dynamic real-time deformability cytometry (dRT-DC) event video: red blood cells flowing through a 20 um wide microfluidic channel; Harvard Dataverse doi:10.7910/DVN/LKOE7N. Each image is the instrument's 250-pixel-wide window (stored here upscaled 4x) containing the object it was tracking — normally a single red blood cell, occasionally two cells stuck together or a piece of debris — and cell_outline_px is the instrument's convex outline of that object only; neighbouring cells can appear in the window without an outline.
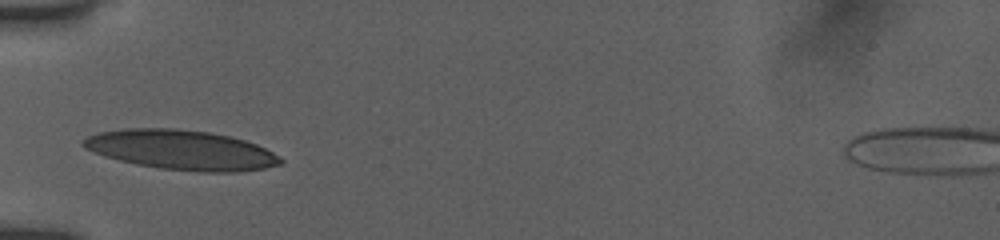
{"species": "human", "species_latin": "Homo sapiens", "temperature_condition": "room temperature", "stored_images_in_passage": 17, "camera_frame_rate_fps": 3000, "um_per_image_px": 0.085, "donor": {"sex": "female"}, "frame": {"image": 1, "passage_image": 1, "time_ms": 0.0, "image_size_px": [1000, 240], "cell_outline_px": [[284, 164], [264, 168], [240, 172], [200, 172], [160, 168], [136, 164], [104, 156], [84, 148], [80, 144], [80, 140], [88, 136], [100, 132], [128, 128], [176, 128], [208, 132], [228, 136], [244, 140], [256, 144], [280, 156], [284, 160]], "centroid_in_image_um": [15.42, 12.75], "position_along_channel_um": 69.6, "area_um2": 45.72}}
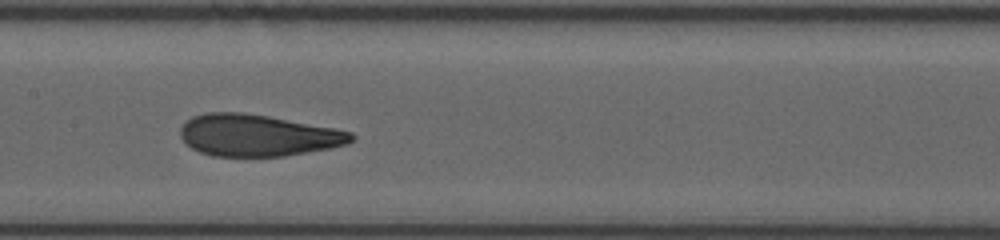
{"frame": {"image": 2, "passage_image": 10, "time_ms": 3.0, "image_size_px": [1000, 240], "cell_outline_px": [[356, 140], [348, 144], [328, 148], [284, 156], [212, 156], [200, 152], [192, 148], [180, 136], [180, 128], [192, 116], [208, 112], [244, 112], [268, 116], [336, 128], [352, 132], [356, 136]], "centroid_in_image_um": [21.93, 11.5], "position_along_channel_um": 185.5, "area_um2": 41.62}}
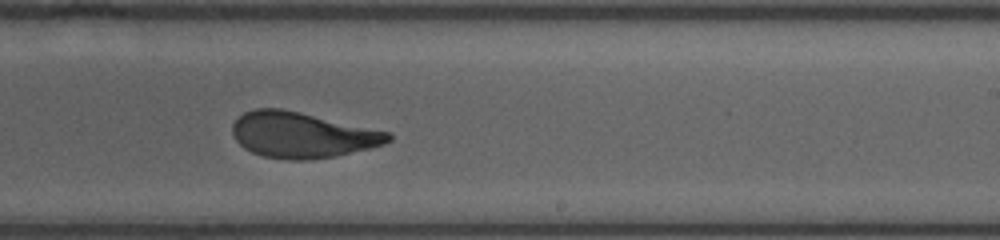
{"frame": {"image": 3, "passage_image": 15, "time_ms": 4.667, "image_size_px": [1000, 240], "cell_outline_px": [[392, 140], [384, 144], [336, 156], [304, 160], [288, 160], [264, 156], [252, 152], [244, 148], [236, 140], [232, 132], [232, 124], [244, 112], [256, 108], [280, 108], [300, 112], [392, 132]], "centroid_in_image_um": [25.69, 11.46], "position_along_channel_um": 263.3, "area_um2": 41.44}}